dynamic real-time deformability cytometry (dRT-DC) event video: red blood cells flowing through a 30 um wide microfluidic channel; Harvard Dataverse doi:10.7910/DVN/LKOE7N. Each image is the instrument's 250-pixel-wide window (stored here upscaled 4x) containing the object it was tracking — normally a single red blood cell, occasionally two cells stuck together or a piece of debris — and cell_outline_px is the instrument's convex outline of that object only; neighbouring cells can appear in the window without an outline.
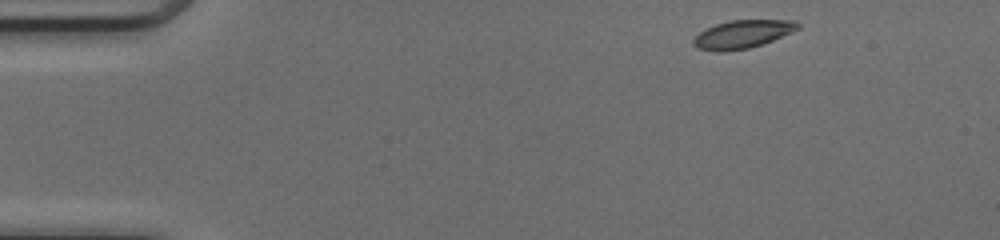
{"species": "common noctule bat (a hibernating species)", "species_latin": "Nyctalus noctula", "temperature_condition": "cold", "stored_images_in_passage": 44, "camera_frame_rate_fps": 3000, "um_per_image_px": 0.085, "animal": {"sex": "female", "body_mass_g": 17.0, "forearm_length_mm": 48.0}, "frame": {"image": 1, "passage_image": 1, "time_ms": 0.0, "image_size_px": [1000, 240], "cell_outline_px": [[800, 28], [764, 44], [748, 48], [724, 52], [716, 52], [696, 48], [692, 44], [692, 40], [700, 32], [716, 24], [732, 20], [796, 20], [800, 24]], "centroid_in_image_um": [63.11, 2.92], "position_along_channel_um": 21.9, "area_um2": 17.17}}
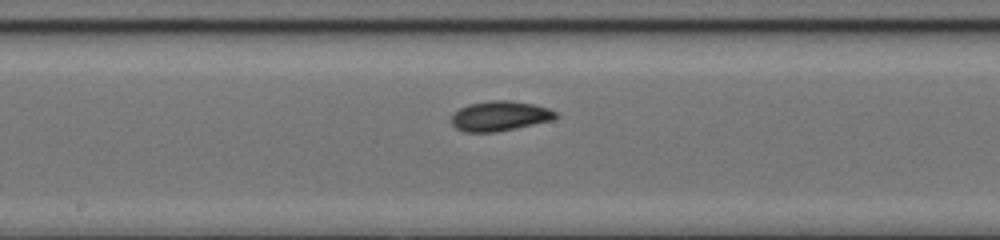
{"frame": {"image": 2, "passage_image": 21, "time_ms": 6.667, "image_size_px": [1000, 240], "cell_outline_px": [[560, 116], [552, 120], [496, 132], [464, 132], [456, 128], [452, 124], [452, 116], [460, 108], [468, 104], [492, 100], [508, 100], [532, 104], [548, 108], [556, 112]], "centroid_in_image_um": [42.49, 9.86], "position_along_channel_um": 205.7, "area_um2": 18.03}}
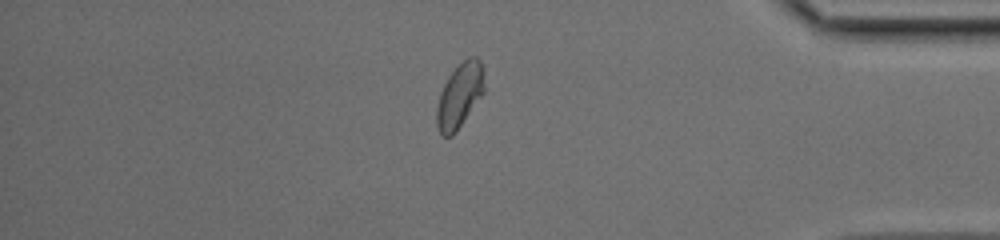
{"frame": {"image": 3, "passage_image": 37, "time_ms": 12.0, "image_size_px": [1000, 240], "cell_outline_px": [[484, 92], [452, 136], [444, 136], [440, 132], [436, 124], [436, 108], [440, 92], [448, 76], [468, 56], [476, 56], [480, 60], [484, 68]], "centroid_in_image_um": [39.07, 8.08], "position_along_channel_um": 396.1, "area_um2": 17.74}, "authors_computed_cell_mechanics": {"area_um2": 17.4845, "velocity_mm_per_s": 4.1519, "shape_relaxation_time_tau1_ms": 3.1405, "shape_relaxation_time_tau2_ms": 0.8755, "deformation_change_tau1": 0.1206, "deformation_change_tau2": 0.0416}}